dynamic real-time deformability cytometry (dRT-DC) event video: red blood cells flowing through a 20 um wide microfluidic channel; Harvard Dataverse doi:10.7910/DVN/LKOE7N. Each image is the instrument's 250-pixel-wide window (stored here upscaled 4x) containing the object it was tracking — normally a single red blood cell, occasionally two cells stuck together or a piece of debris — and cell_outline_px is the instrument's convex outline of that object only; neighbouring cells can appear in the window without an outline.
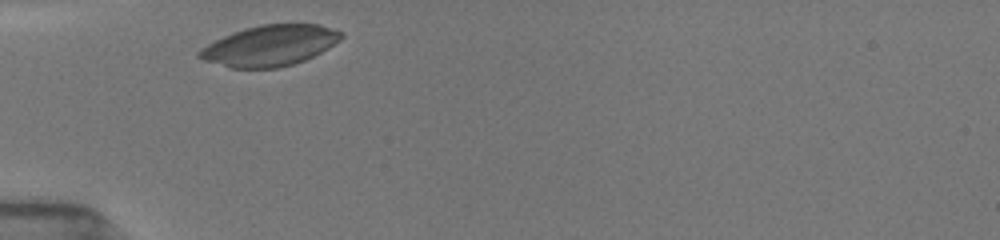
{"species": "common noctule bat (a hibernating species)", "species_latin": "Nyctalus noctula", "temperature_condition": "room temperature", "stored_images_in_passage": 7, "camera_frame_rate_fps": 3000, "um_per_image_px": 0.085, "animal": {"sex": "female", "body_mass_g": 19.5, "forearm_length_mm": 54.1}, "frame": {"image": 1, "passage_image": 1, "time_ms": 0.0, "image_size_px": [1000, 240], "cell_outline_px": [[344, 36], [340, 40], [328, 48], [304, 60], [280, 68], [232, 68], [204, 60], [196, 56], [196, 52], [200, 48], [232, 32], [244, 28], [264, 24], [320, 24], [344, 32]], "centroid_in_image_um": [22.94, 3.87], "position_along_channel_um": 62.1, "area_um2": 33.64}}
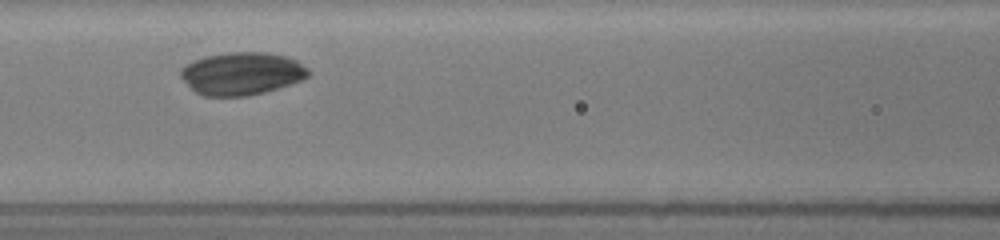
{"frame": {"image": 2, "passage_image": 4, "time_ms": 2.333, "image_size_px": [1000, 240], "cell_outline_px": [[312, 72], [304, 80], [264, 92], [248, 96], [204, 96], [196, 92], [180, 76], [180, 68], [204, 56], [228, 52], [264, 52], [284, 56], [296, 60], [308, 68]], "centroid_in_image_um": [20.58, 6.25], "position_along_channel_um": 146.0, "area_um2": 31.73}}
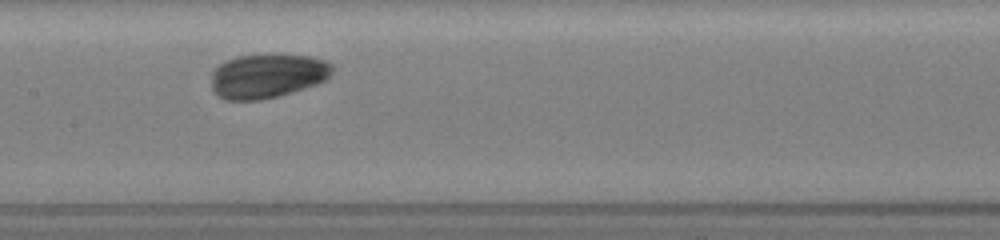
{"frame": {"image": 3, "passage_image": 5, "time_ms": 3.333, "image_size_px": [1000, 240], "cell_outline_px": [[332, 72], [324, 80], [316, 84], [292, 92], [260, 100], [228, 100], [220, 96], [212, 88], [212, 68], [236, 56], [272, 52], [308, 56], [328, 60], [332, 64]], "centroid_in_image_um": [22.73, 6.4], "position_along_channel_um": 184.7, "area_um2": 31.67}}